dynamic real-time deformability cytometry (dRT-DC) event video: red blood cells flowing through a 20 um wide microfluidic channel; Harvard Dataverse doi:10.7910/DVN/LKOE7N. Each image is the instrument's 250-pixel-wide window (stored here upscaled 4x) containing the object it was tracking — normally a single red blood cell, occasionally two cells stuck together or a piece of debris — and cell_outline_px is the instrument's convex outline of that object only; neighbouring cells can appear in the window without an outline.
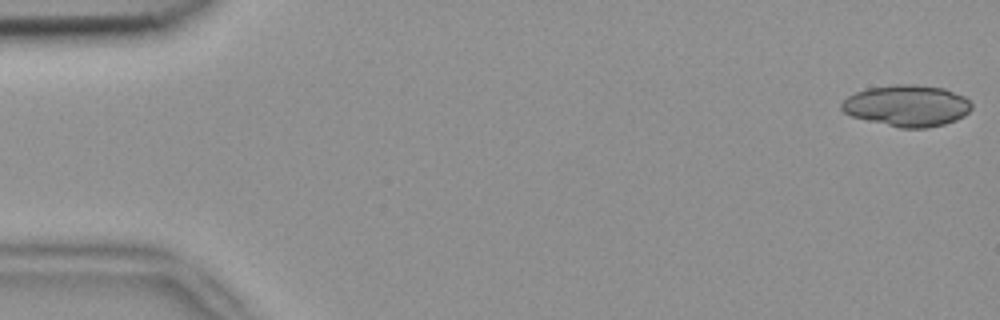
{"species": "common noctule bat (a hibernating species)", "species_latin": "Nyctalus noctula", "temperature_condition": "room temperature", "stored_images_in_passage": 5, "camera_frame_rate_fps": 3000, "um_per_image_px": 0.085, "animal": {"sex": "female", "body_mass_g": 18.4}, "frame": {"image": 1, "passage_image": 1, "time_ms": 0.0, "image_size_px": [1000, 320], "cell_outline_px": [[972, 108], [964, 116], [956, 120], [944, 124], [928, 128], [900, 128], [852, 116], [844, 112], [840, 108], [840, 104], [848, 96], [856, 92], [868, 88], [892, 84], [916, 84], [944, 88], [964, 96], [972, 104]], "centroid_in_image_um": [77.11, 8.98], "position_along_channel_um": 7.9, "area_um2": 31.44}}